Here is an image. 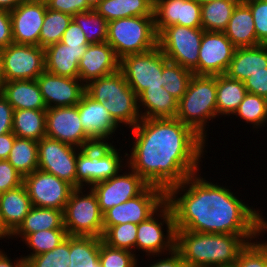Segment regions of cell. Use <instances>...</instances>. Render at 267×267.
I'll return each instance as SVG.
<instances>
[{
  "label": "cell",
  "mask_w": 267,
  "mask_h": 267,
  "mask_svg": "<svg viewBox=\"0 0 267 267\" xmlns=\"http://www.w3.org/2000/svg\"><path fill=\"white\" fill-rule=\"evenodd\" d=\"M130 131L127 166L149 185L167 192L201 171L208 142L177 118L141 119Z\"/></svg>",
  "instance_id": "cell-1"
},
{
  "label": "cell",
  "mask_w": 267,
  "mask_h": 267,
  "mask_svg": "<svg viewBox=\"0 0 267 267\" xmlns=\"http://www.w3.org/2000/svg\"><path fill=\"white\" fill-rule=\"evenodd\" d=\"M199 172L166 192L176 230L234 235H265L267 220L227 186L209 182Z\"/></svg>",
  "instance_id": "cell-2"
},
{
  "label": "cell",
  "mask_w": 267,
  "mask_h": 267,
  "mask_svg": "<svg viewBox=\"0 0 267 267\" xmlns=\"http://www.w3.org/2000/svg\"><path fill=\"white\" fill-rule=\"evenodd\" d=\"M264 235H234L176 230L175 249L185 265L198 267H232L240 251Z\"/></svg>",
  "instance_id": "cell-3"
},
{
  "label": "cell",
  "mask_w": 267,
  "mask_h": 267,
  "mask_svg": "<svg viewBox=\"0 0 267 267\" xmlns=\"http://www.w3.org/2000/svg\"><path fill=\"white\" fill-rule=\"evenodd\" d=\"M85 92L109 111L112 119L129 129L141 121L138 97L120 70L85 85Z\"/></svg>",
  "instance_id": "cell-4"
},
{
  "label": "cell",
  "mask_w": 267,
  "mask_h": 267,
  "mask_svg": "<svg viewBox=\"0 0 267 267\" xmlns=\"http://www.w3.org/2000/svg\"><path fill=\"white\" fill-rule=\"evenodd\" d=\"M216 92L217 75H193L187 91L178 101L175 118L190 126L206 142L209 121L217 118Z\"/></svg>",
  "instance_id": "cell-5"
},
{
  "label": "cell",
  "mask_w": 267,
  "mask_h": 267,
  "mask_svg": "<svg viewBox=\"0 0 267 267\" xmlns=\"http://www.w3.org/2000/svg\"><path fill=\"white\" fill-rule=\"evenodd\" d=\"M106 42L119 59L156 48L158 34L154 16H132L109 21Z\"/></svg>",
  "instance_id": "cell-6"
},
{
  "label": "cell",
  "mask_w": 267,
  "mask_h": 267,
  "mask_svg": "<svg viewBox=\"0 0 267 267\" xmlns=\"http://www.w3.org/2000/svg\"><path fill=\"white\" fill-rule=\"evenodd\" d=\"M112 144L111 142L94 143L78 152L76 159L77 188H89L124 170L121 168L127 165V159H125L127 152L123 154L125 156L122 158V154L119 152L121 149L115 148L116 145Z\"/></svg>",
  "instance_id": "cell-7"
},
{
  "label": "cell",
  "mask_w": 267,
  "mask_h": 267,
  "mask_svg": "<svg viewBox=\"0 0 267 267\" xmlns=\"http://www.w3.org/2000/svg\"><path fill=\"white\" fill-rule=\"evenodd\" d=\"M175 242L174 214L165 201L150 217L137 225L136 251H144L146 258L163 257L175 249Z\"/></svg>",
  "instance_id": "cell-8"
},
{
  "label": "cell",
  "mask_w": 267,
  "mask_h": 267,
  "mask_svg": "<svg viewBox=\"0 0 267 267\" xmlns=\"http://www.w3.org/2000/svg\"><path fill=\"white\" fill-rule=\"evenodd\" d=\"M75 188L63 211L64 227L68 236L103 235V214L97 197L89 187ZM86 192V193H85Z\"/></svg>",
  "instance_id": "cell-9"
},
{
  "label": "cell",
  "mask_w": 267,
  "mask_h": 267,
  "mask_svg": "<svg viewBox=\"0 0 267 267\" xmlns=\"http://www.w3.org/2000/svg\"><path fill=\"white\" fill-rule=\"evenodd\" d=\"M203 33V28L168 26L158 34V47L169 61L198 75V57Z\"/></svg>",
  "instance_id": "cell-10"
},
{
  "label": "cell",
  "mask_w": 267,
  "mask_h": 267,
  "mask_svg": "<svg viewBox=\"0 0 267 267\" xmlns=\"http://www.w3.org/2000/svg\"><path fill=\"white\" fill-rule=\"evenodd\" d=\"M166 56L157 46L141 54H130L120 59L119 70L138 97L147 88L164 86L162 76Z\"/></svg>",
  "instance_id": "cell-11"
},
{
  "label": "cell",
  "mask_w": 267,
  "mask_h": 267,
  "mask_svg": "<svg viewBox=\"0 0 267 267\" xmlns=\"http://www.w3.org/2000/svg\"><path fill=\"white\" fill-rule=\"evenodd\" d=\"M44 71V48L14 42L3 48L1 82L36 80Z\"/></svg>",
  "instance_id": "cell-12"
},
{
  "label": "cell",
  "mask_w": 267,
  "mask_h": 267,
  "mask_svg": "<svg viewBox=\"0 0 267 267\" xmlns=\"http://www.w3.org/2000/svg\"><path fill=\"white\" fill-rule=\"evenodd\" d=\"M166 201V192L148 185L138 196L112 207L103 214V227L124 223L139 224L150 217Z\"/></svg>",
  "instance_id": "cell-13"
},
{
  "label": "cell",
  "mask_w": 267,
  "mask_h": 267,
  "mask_svg": "<svg viewBox=\"0 0 267 267\" xmlns=\"http://www.w3.org/2000/svg\"><path fill=\"white\" fill-rule=\"evenodd\" d=\"M80 148L49 137L38 141V169L77 188L76 159Z\"/></svg>",
  "instance_id": "cell-14"
},
{
  "label": "cell",
  "mask_w": 267,
  "mask_h": 267,
  "mask_svg": "<svg viewBox=\"0 0 267 267\" xmlns=\"http://www.w3.org/2000/svg\"><path fill=\"white\" fill-rule=\"evenodd\" d=\"M23 185L33 206L62 211L75 189L67 181L39 169L23 177Z\"/></svg>",
  "instance_id": "cell-15"
},
{
  "label": "cell",
  "mask_w": 267,
  "mask_h": 267,
  "mask_svg": "<svg viewBox=\"0 0 267 267\" xmlns=\"http://www.w3.org/2000/svg\"><path fill=\"white\" fill-rule=\"evenodd\" d=\"M127 168V169H126ZM125 171L90 188L94 191L102 214L114 206L138 196L149 184L126 165ZM121 173V174H120Z\"/></svg>",
  "instance_id": "cell-16"
},
{
  "label": "cell",
  "mask_w": 267,
  "mask_h": 267,
  "mask_svg": "<svg viewBox=\"0 0 267 267\" xmlns=\"http://www.w3.org/2000/svg\"><path fill=\"white\" fill-rule=\"evenodd\" d=\"M46 137L80 149L95 143L83 129L77 106L46 109Z\"/></svg>",
  "instance_id": "cell-17"
},
{
  "label": "cell",
  "mask_w": 267,
  "mask_h": 267,
  "mask_svg": "<svg viewBox=\"0 0 267 267\" xmlns=\"http://www.w3.org/2000/svg\"><path fill=\"white\" fill-rule=\"evenodd\" d=\"M236 47L224 32L204 31L198 57V75L225 74Z\"/></svg>",
  "instance_id": "cell-18"
},
{
  "label": "cell",
  "mask_w": 267,
  "mask_h": 267,
  "mask_svg": "<svg viewBox=\"0 0 267 267\" xmlns=\"http://www.w3.org/2000/svg\"><path fill=\"white\" fill-rule=\"evenodd\" d=\"M153 15L157 34L172 25L202 28L198 0H154Z\"/></svg>",
  "instance_id": "cell-19"
},
{
  "label": "cell",
  "mask_w": 267,
  "mask_h": 267,
  "mask_svg": "<svg viewBox=\"0 0 267 267\" xmlns=\"http://www.w3.org/2000/svg\"><path fill=\"white\" fill-rule=\"evenodd\" d=\"M46 2L26 0L10 11L13 42L39 46Z\"/></svg>",
  "instance_id": "cell-20"
},
{
  "label": "cell",
  "mask_w": 267,
  "mask_h": 267,
  "mask_svg": "<svg viewBox=\"0 0 267 267\" xmlns=\"http://www.w3.org/2000/svg\"><path fill=\"white\" fill-rule=\"evenodd\" d=\"M36 81L47 109L76 106L85 93V84L79 78L57 76L45 70Z\"/></svg>",
  "instance_id": "cell-21"
},
{
  "label": "cell",
  "mask_w": 267,
  "mask_h": 267,
  "mask_svg": "<svg viewBox=\"0 0 267 267\" xmlns=\"http://www.w3.org/2000/svg\"><path fill=\"white\" fill-rule=\"evenodd\" d=\"M76 106L85 133L95 143H108L109 139H113L120 126L101 102L95 101L85 92Z\"/></svg>",
  "instance_id": "cell-22"
},
{
  "label": "cell",
  "mask_w": 267,
  "mask_h": 267,
  "mask_svg": "<svg viewBox=\"0 0 267 267\" xmlns=\"http://www.w3.org/2000/svg\"><path fill=\"white\" fill-rule=\"evenodd\" d=\"M119 64L120 59L107 42L89 44L78 63V78L86 85L91 80L118 71Z\"/></svg>",
  "instance_id": "cell-23"
},
{
  "label": "cell",
  "mask_w": 267,
  "mask_h": 267,
  "mask_svg": "<svg viewBox=\"0 0 267 267\" xmlns=\"http://www.w3.org/2000/svg\"><path fill=\"white\" fill-rule=\"evenodd\" d=\"M88 45L68 46L61 41L45 48V70L57 76L78 78V63Z\"/></svg>",
  "instance_id": "cell-24"
},
{
  "label": "cell",
  "mask_w": 267,
  "mask_h": 267,
  "mask_svg": "<svg viewBox=\"0 0 267 267\" xmlns=\"http://www.w3.org/2000/svg\"><path fill=\"white\" fill-rule=\"evenodd\" d=\"M0 92L14 110H46V104L36 80H17L0 83Z\"/></svg>",
  "instance_id": "cell-25"
},
{
  "label": "cell",
  "mask_w": 267,
  "mask_h": 267,
  "mask_svg": "<svg viewBox=\"0 0 267 267\" xmlns=\"http://www.w3.org/2000/svg\"><path fill=\"white\" fill-rule=\"evenodd\" d=\"M267 68V45L236 48L226 71L229 78L244 82L250 75Z\"/></svg>",
  "instance_id": "cell-26"
},
{
  "label": "cell",
  "mask_w": 267,
  "mask_h": 267,
  "mask_svg": "<svg viewBox=\"0 0 267 267\" xmlns=\"http://www.w3.org/2000/svg\"><path fill=\"white\" fill-rule=\"evenodd\" d=\"M142 119L175 118L178 100L163 87L147 88L138 96Z\"/></svg>",
  "instance_id": "cell-27"
},
{
  "label": "cell",
  "mask_w": 267,
  "mask_h": 267,
  "mask_svg": "<svg viewBox=\"0 0 267 267\" xmlns=\"http://www.w3.org/2000/svg\"><path fill=\"white\" fill-rule=\"evenodd\" d=\"M223 32L236 48L261 45L257 40L252 12L243 1L235 7Z\"/></svg>",
  "instance_id": "cell-28"
},
{
  "label": "cell",
  "mask_w": 267,
  "mask_h": 267,
  "mask_svg": "<svg viewBox=\"0 0 267 267\" xmlns=\"http://www.w3.org/2000/svg\"><path fill=\"white\" fill-rule=\"evenodd\" d=\"M33 207L22 184L18 188L0 194V209L5 226L13 233Z\"/></svg>",
  "instance_id": "cell-29"
},
{
  "label": "cell",
  "mask_w": 267,
  "mask_h": 267,
  "mask_svg": "<svg viewBox=\"0 0 267 267\" xmlns=\"http://www.w3.org/2000/svg\"><path fill=\"white\" fill-rule=\"evenodd\" d=\"M51 229H65L63 211L33 206L23 222L12 233L11 240L18 236L17 238L20 237L22 241L30 233Z\"/></svg>",
  "instance_id": "cell-30"
},
{
  "label": "cell",
  "mask_w": 267,
  "mask_h": 267,
  "mask_svg": "<svg viewBox=\"0 0 267 267\" xmlns=\"http://www.w3.org/2000/svg\"><path fill=\"white\" fill-rule=\"evenodd\" d=\"M246 94L244 82L229 78L226 74L217 75V117H233Z\"/></svg>",
  "instance_id": "cell-31"
},
{
  "label": "cell",
  "mask_w": 267,
  "mask_h": 267,
  "mask_svg": "<svg viewBox=\"0 0 267 267\" xmlns=\"http://www.w3.org/2000/svg\"><path fill=\"white\" fill-rule=\"evenodd\" d=\"M154 0H104L94 9L109 22L132 16H154Z\"/></svg>",
  "instance_id": "cell-32"
},
{
  "label": "cell",
  "mask_w": 267,
  "mask_h": 267,
  "mask_svg": "<svg viewBox=\"0 0 267 267\" xmlns=\"http://www.w3.org/2000/svg\"><path fill=\"white\" fill-rule=\"evenodd\" d=\"M12 132L17 137L40 141L46 136V110H14Z\"/></svg>",
  "instance_id": "cell-33"
},
{
  "label": "cell",
  "mask_w": 267,
  "mask_h": 267,
  "mask_svg": "<svg viewBox=\"0 0 267 267\" xmlns=\"http://www.w3.org/2000/svg\"><path fill=\"white\" fill-rule=\"evenodd\" d=\"M101 238L70 236V264L68 267H102L99 261Z\"/></svg>",
  "instance_id": "cell-34"
},
{
  "label": "cell",
  "mask_w": 267,
  "mask_h": 267,
  "mask_svg": "<svg viewBox=\"0 0 267 267\" xmlns=\"http://www.w3.org/2000/svg\"><path fill=\"white\" fill-rule=\"evenodd\" d=\"M240 0H218L201 3V24L204 31L223 32Z\"/></svg>",
  "instance_id": "cell-35"
},
{
  "label": "cell",
  "mask_w": 267,
  "mask_h": 267,
  "mask_svg": "<svg viewBox=\"0 0 267 267\" xmlns=\"http://www.w3.org/2000/svg\"><path fill=\"white\" fill-rule=\"evenodd\" d=\"M38 142L17 137L7 161L23 176L38 169Z\"/></svg>",
  "instance_id": "cell-36"
},
{
  "label": "cell",
  "mask_w": 267,
  "mask_h": 267,
  "mask_svg": "<svg viewBox=\"0 0 267 267\" xmlns=\"http://www.w3.org/2000/svg\"><path fill=\"white\" fill-rule=\"evenodd\" d=\"M72 20L73 16L70 14L47 8L40 31L39 46L45 49L51 44L60 42Z\"/></svg>",
  "instance_id": "cell-37"
},
{
  "label": "cell",
  "mask_w": 267,
  "mask_h": 267,
  "mask_svg": "<svg viewBox=\"0 0 267 267\" xmlns=\"http://www.w3.org/2000/svg\"><path fill=\"white\" fill-rule=\"evenodd\" d=\"M242 122L251 124L253 129L267 125V99L259 95L247 93L235 113Z\"/></svg>",
  "instance_id": "cell-38"
},
{
  "label": "cell",
  "mask_w": 267,
  "mask_h": 267,
  "mask_svg": "<svg viewBox=\"0 0 267 267\" xmlns=\"http://www.w3.org/2000/svg\"><path fill=\"white\" fill-rule=\"evenodd\" d=\"M68 237L66 229L41 230L28 234L22 241L29 247L30 254L23 255L27 261L30 257L52 251ZM32 251V252H31Z\"/></svg>",
  "instance_id": "cell-39"
},
{
  "label": "cell",
  "mask_w": 267,
  "mask_h": 267,
  "mask_svg": "<svg viewBox=\"0 0 267 267\" xmlns=\"http://www.w3.org/2000/svg\"><path fill=\"white\" fill-rule=\"evenodd\" d=\"M193 75L192 71L167 59L163 64L161 76L164 81L163 88L179 101L187 91Z\"/></svg>",
  "instance_id": "cell-40"
},
{
  "label": "cell",
  "mask_w": 267,
  "mask_h": 267,
  "mask_svg": "<svg viewBox=\"0 0 267 267\" xmlns=\"http://www.w3.org/2000/svg\"><path fill=\"white\" fill-rule=\"evenodd\" d=\"M89 44L103 43L107 40L108 22L95 9L73 15Z\"/></svg>",
  "instance_id": "cell-41"
},
{
  "label": "cell",
  "mask_w": 267,
  "mask_h": 267,
  "mask_svg": "<svg viewBox=\"0 0 267 267\" xmlns=\"http://www.w3.org/2000/svg\"><path fill=\"white\" fill-rule=\"evenodd\" d=\"M137 224L124 223L103 227L102 241L111 247L125 249L136 255Z\"/></svg>",
  "instance_id": "cell-42"
},
{
  "label": "cell",
  "mask_w": 267,
  "mask_h": 267,
  "mask_svg": "<svg viewBox=\"0 0 267 267\" xmlns=\"http://www.w3.org/2000/svg\"><path fill=\"white\" fill-rule=\"evenodd\" d=\"M70 264V236L52 251L30 257L26 267H68Z\"/></svg>",
  "instance_id": "cell-43"
},
{
  "label": "cell",
  "mask_w": 267,
  "mask_h": 267,
  "mask_svg": "<svg viewBox=\"0 0 267 267\" xmlns=\"http://www.w3.org/2000/svg\"><path fill=\"white\" fill-rule=\"evenodd\" d=\"M232 267H267V241L256 239L249 242Z\"/></svg>",
  "instance_id": "cell-44"
},
{
  "label": "cell",
  "mask_w": 267,
  "mask_h": 267,
  "mask_svg": "<svg viewBox=\"0 0 267 267\" xmlns=\"http://www.w3.org/2000/svg\"><path fill=\"white\" fill-rule=\"evenodd\" d=\"M140 254L109 246L101 238L99 261L102 267H134Z\"/></svg>",
  "instance_id": "cell-45"
},
{
  "label": "cell",
  "mask_w": 267,
  "mask_h": 267,
  "mask_svg": "<svg viewBox=\"0 0 267 267\" xmlns=\"http://www.w3.org/2000/svg\"><path fill=\"white\" fill-rule=\"evenodd\" d=\"M251 10L255 25L257 40L261 45H267V1H243Z\"/></svg>",
  "instance_id": "cell-46"
},
{
  "label": "cell",
  "mask_w": 267,
  "mask_h": 267,
  "mask_svg": "<svg viewBox=\"0 0 267 267\" xmlns=\"http://www.w3.org/2000/svg\"><path fill=\"white\" fill-rule=\"evenodd\" d=\"M22 184L23 176L7 160H0V194Z\"/></svg>",
  "instance_id": "cell-47"
},
{
  "label": "cell",
  "mask_w": 267,
  "mask_h": 267,
  "mask_svg": "<svg viewBox=\"0 0 267 267\" xmlns=\"http://www.w3.org/2000/svg\"><path fill=\"white\" fill-rule=\"evenodd\" d=\"M46 5L51 10L60 11L72 16L92 10L86 0H48Z\"/></svg>",
  "instance_id": "cell-48"
},
{
  "label": "cell",
  "mask_w": 267,
  "mask_h": 267,
  "mask_svg": "<svg viewBox=\"0 0 267 267\" xmlns=\"http://www.w3.org/2000/svg\"><path fill=\"white\" fill-rule=\"evenodd\" d=\"M247 93L259 95L267 99V68L250 75L244 81Z\"/></svg>",
  "instance_id": "cell-49"
},
{
  "label": "cell",
  "mask_w": 267,
  "mask_h": 267,
  "mask_svg": "<svg viewBox=\"0 0 267 267\" xmlns=\"http://www.w3.org/2000/svg\"><path fill=\"white\" fill-rule=\"evenodd\" d=\"M61 42L68 46L74 47H79L80 45H89L81 27L73 20L65 30Z\"/></svg>",
  "instance_id": "cell-50"
},
{
  "label": "cell",
  "mask_w": 267,
  "mask_h": 267,
  "mask_svg": "<svg viewBox=\"0 0 267 267\" xmlns=\"http://www.w3.org/2000/svg\"><path fill=\"white\" fill-rule=\"evenodd\" d=\"M14 109L0 92V135L12 132Z\"/></svg>",
  "instance_id": "cell-51"
},
{
  "label": "cell",
  "mask_w": 267,
  "mask_h": 267,
  "mask_svg": "<svg viewBox=\"0 0 267 267\" xmlns=\"http://www.w3.org/2000/svg\"><path fill=\"white\" fill-rule=\"evenodd\" d=\"M13 43L10 12L0 9V47L6 48Z\"/></svg>",
  "instance_id": "cell-52"
},
{
  "label": "cell",
  "mask_w": 267,
  "mask_h": 267,
  "mask_svg": "<svg viewBox=\"0 0 267 267\" xmlns=\"http://www.w3.org/2000/svg\"><path fill=\"white\" fill-rule=\"evenodd\" d=\"M138 260H139V258H137L134 267H141V266H138L139 265ZM156 260H154V262H152L153 264L151 263V264L146 265V266L147 267H183L185 265V262L182 259L181 254L176 249L165 254L163 259L161 257L160 259L156 258Z\"/></svg>",
  "instance_id": "cell-53"
},
{
  "label": "cell",
  "mask_w": 267,
  "mask_h": 267,
  "mask_svg": "<svg viewBox=\"0 0 267 267\" xmlns=\"http://www.w3.org/2000/svg\"><path fill=\"white\" fill-rule=\"evenodd\" d=\"M16 135L13 132L0 135V160H7Z\"/></svg>",
  "instance_id": "cell-54"
},
{
  "label": "cell",
  "mask_w": 267,
  "mask_h": 267,
  "mask_svg": "<svg viewBox=\"0 0 267 267\" xmlns=\"http://www.w3.org/2000/svg\"><path fill=\"white\" fill-rule=\"evenodd\" d=\"M7 252L5 253L4 250L0 249V267H26V260L23 258L22 255L20 257L13 258L15 259L12 262V259L8 257Z\"/></svg>",
  "instance_id": "cell-55"
},
{
  "label": "cell",
  "mask_w": 267,
  "mask_h": 267,
  "mask_svg": "<svg viewBox=\"0 0 267 267\" xmlns=\"http://www.w3.org/2000/svg\"><path fill=\"white\" fill-rule=\"evenodd\" d=\"M24 1L26 0H0V9L10 12Z\"/></svg>",
  "instance_id": "cell-56"
},
{
  "label": "cell",
  "mask_w": 267,
  "mask_h": 267,
  "mask_svg": "<svg viewBox=\"0 0 267 267\" xmlns=\"http://www.w3.org/2000/svg\"><path fill=\"white\" fill-rule=\"evenodd\" d=\"M12 232L5 226V223L2 219L1 209H0V240L10 239Z\"/></svg>",
  "instance_id": "cell-57"
},
{
  "label": "cell",
  "mask_w": 267,
  "mask_h": 267,
  "mask_svg": "<svg viewBox=\"0 0 267 267\" xmlns=\"http://www.w3.org/2000/svg\"><path fill=\"white\" fill-rule=\"evenodd\" d=\"M87 4L94 9L97 5H99L101 2H103L104 0H86Z\"/></svg>",
  "instance_id": "cell-58"
},
{
  "label": "cell",
  "mask_w": 267,
  "mask_h": 267,
  "mask_svg": "<svg viewBox=\"0 0 267 267\" xmlns=\"http://www.w3.org/2000/svg\"><path fill=\"white\" fill-rule=\"evenodd\" d=\"M2 59H3V48L0 47V83L2 78Z\"/></svg>",
  "instance_id": "cell-59"
},
{
  "label": "cell",
  "mask_w": 267,
  "mask_h": 267,
  "mask_svg": "<svg viewBox=\"0 0 267 267\" xmlns=\"http://www.w3.org/2000/svg\"><path fill=\"white\" fill-rule=\"evenodd\" d=\"M200 1L201 3H206V2H212V1H218V0H198Z\"/></svg>",
  "instance_id": "cell-60"
},
{
  "label": "cell",
  "mask_w": 267,
  "mask_h": 267,
  "mask_svg": "<svg viewBox=\"0 0 267 267\" xmlns=\"http://www.w3.org/2000/svg\"><path fill=\"white\" fill-rule=\"evenodd\" d=\"M34 1L47 2L48 0H34Z\"/></svg>",
  "instance_id": "cell-61"
},
{
  "label": "cell",
  "mask_w": 267,
  "mask_h": 267,
  "mask_svg": "<svg viewBox=\"0 0 267 267\" xmlns=\"http://www.w3.org/2000/svg\"><path fill=\"white\" fill-rule=\"evenodd\" d=\"M183 267H198V266H189V265H184Z\"/></svg>",
  "instance_id": "cell-62"
}]
</instances>
